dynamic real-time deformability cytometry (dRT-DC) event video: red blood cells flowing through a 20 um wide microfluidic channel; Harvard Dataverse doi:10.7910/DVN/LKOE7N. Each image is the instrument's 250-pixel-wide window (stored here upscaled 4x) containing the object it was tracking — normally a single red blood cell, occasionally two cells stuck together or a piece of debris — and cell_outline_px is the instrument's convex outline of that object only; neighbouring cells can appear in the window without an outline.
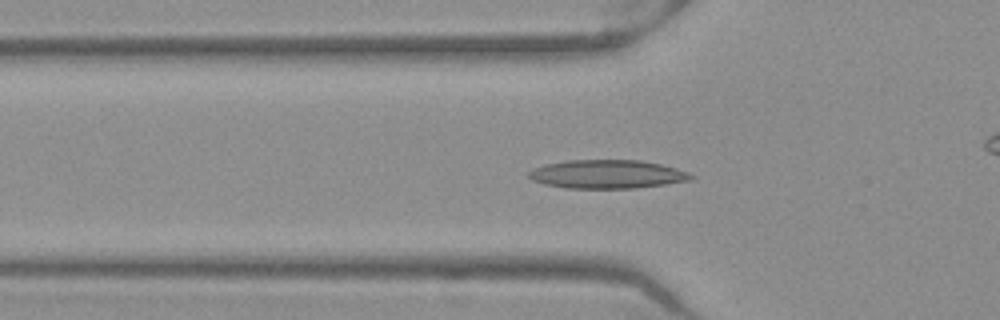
{"species": "Egyptian fruit bat (a non-hibernating species)", "species_latin": "Rousettus aegyptiacus", "temperature_condition": "warm", "stored_images_in_passage": 52, "camera_frame_rate_fps": 3000, "um_per_image_px": 0.085, "frame": {"image": 1, "passage_image": 17, "time_ms": 5.333, "image_size_px": [1000, 320], "cell_outline_px": [[696, 176], [692, 180], [636, 188], [564, 188], [544, 184], [532, 180], [528, 176], [528, 172], [532, 168], [544, 164], [568, 160], [640, 160], [660, 164], [676, 168], [688, 172]], "centroid_in_image_um": [51.59, 14.8], "position_along_channel_um": 74.2, "area_um2": 27.17}}
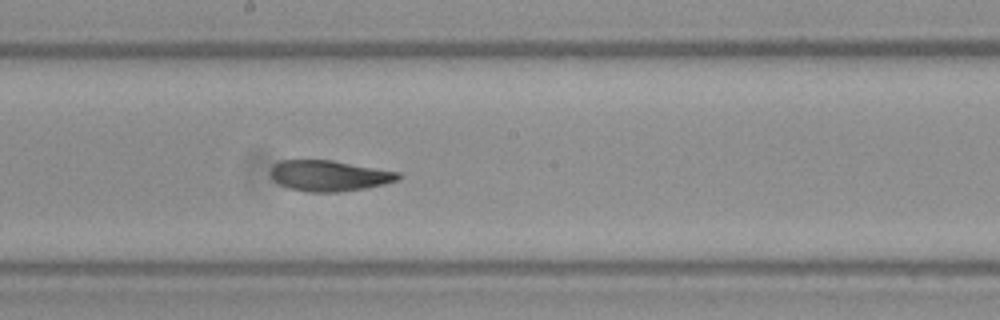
{"frame": {"image": 2, "passage_image": 28, "time_ms": 9.0, "image_size_px": [1000, 320], "cell_outline_px": [[404, 176], [400, 180], [384, 184], [364, 188], [340, 192], [308, 192], [288, 188], [272, 180], [272, 164], [280, 160], [332, 160], [400, 172]], "centroid_in_image_um": [28.01, 14.93], "position_along_channel_um": 220.2, "area_um2": 23.06}}
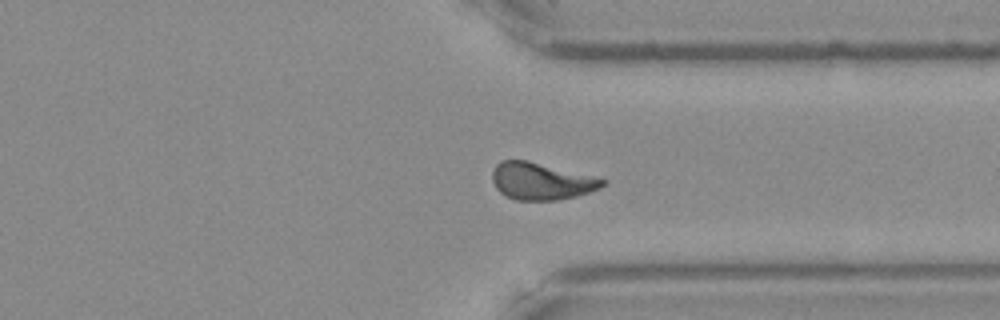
{"frame": {"image": 3, "passage_image": 39, "time_ms": 12.667, "image_size_px": [1000, 320], "cell_outline_px": [[608, 180], [600, 188], [576, 196], [556, 200], [516, 200], [500, 192], [496, 188], [492, 180], [492, 172], [496, 164], [500, 160], [528, 160]], "centroid_in_image_um": [45.98, 15.39], "position_along_channel_um": 365.4, "area_um2": 23.64}, "authors_computed_cell_mechanics": {"area_um2": 23.8714, "velocity_mm_per_s": 3.9578, "shape_relaxation_time_tau1_ms": null, "shape_relaxation_time_tau2_ms": 2.2719, "deformation_change_tau1": null, "deformation_change_tau2": 0.0904}}